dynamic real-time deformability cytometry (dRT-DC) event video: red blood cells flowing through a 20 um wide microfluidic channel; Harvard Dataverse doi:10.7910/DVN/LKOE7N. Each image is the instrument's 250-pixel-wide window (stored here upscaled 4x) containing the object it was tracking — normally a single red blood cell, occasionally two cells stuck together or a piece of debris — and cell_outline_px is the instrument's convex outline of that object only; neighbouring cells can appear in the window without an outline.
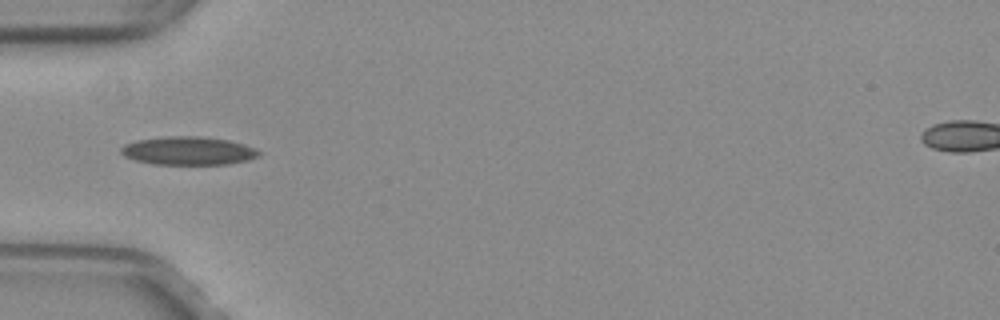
{"species": "common noctule bat (a hibernating species)", "species_latin": "Nyctalus noctula", "temperature_condition": "warm", "stored_images_in_passage": 36, "camera_frame_rate_fps": 3000, "um_per_image_px": 0.085, "animal": {"sex": "female", "body_mass_g": 29.2, "forearm_length_mm": 56.3}, "frame": {"image": 1, "passage_image": 1, "time_ms": 0.0, "image_size_px": [1000, 320], "cell_outline_px": [[260, 156], [248, 160], [228, 164], [152, 164], [136, 160], [124, 156], [120, 152], [120, 148], [124, 144], [136, 140], [168, 136], [200, 136], [228, 140], [244, 144], [256, 148], [260, 152]], "centroid_in_image_um": [16.01, 12.81], "position_along_channel_um": 69.0, "area_um2": 22.83}}
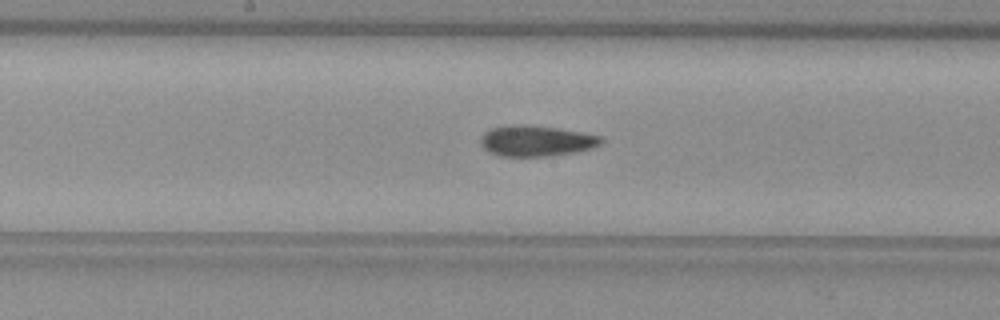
{"frame": {"image": 2, "passage_image": 11, "time_ms": 3.333, "image_size_px": [1000, 320], "cell_outline_px": [[604, 140], [600, 144], [592, 148], [576, 152], [548, 156], [500, 156], [488, 152], [480, 144], [480, 140], [484, 132], [492, 128], [508, 124], [520, 124], [556, 128], [580, 132], [600, 136]], "centroid_in_image_um": [45.54, 11.97], "position_along_channel_um": 202.7, "area_um2": 21.62}}
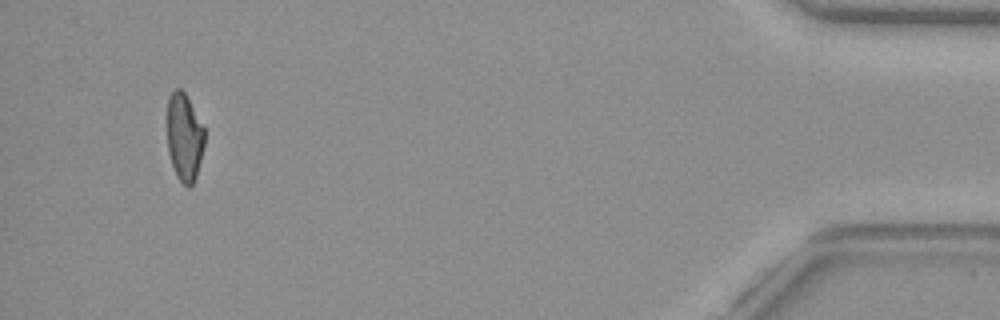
{"frame": {"image": 3, "passage_image": 33, "time_ms": 10.667, "image_size_px": [1000, 320], "cell_outline_px": [[204, 144], [196, 176], [192, 184], [188, 188], [176, 176], [168, 152], [168, 96], [176, 88], [180, 88], [184, 92], [204, 128]], "centroid_in_image_um": [15.66, 11.66], "position_along_channel_um": 419.5, "area_um2": 18.73}, "authors_computed_cell_mechanics": {"area_um2": 20.9525, "velocity_mm_per_s": 4.0003, "shape_relaxation_time_tau1_ms": null, "shape_relaxation_time_tau2_ms": 3.3504, "deformation_change_tau1": null, "deformation_change_tau2": 0.1074}}